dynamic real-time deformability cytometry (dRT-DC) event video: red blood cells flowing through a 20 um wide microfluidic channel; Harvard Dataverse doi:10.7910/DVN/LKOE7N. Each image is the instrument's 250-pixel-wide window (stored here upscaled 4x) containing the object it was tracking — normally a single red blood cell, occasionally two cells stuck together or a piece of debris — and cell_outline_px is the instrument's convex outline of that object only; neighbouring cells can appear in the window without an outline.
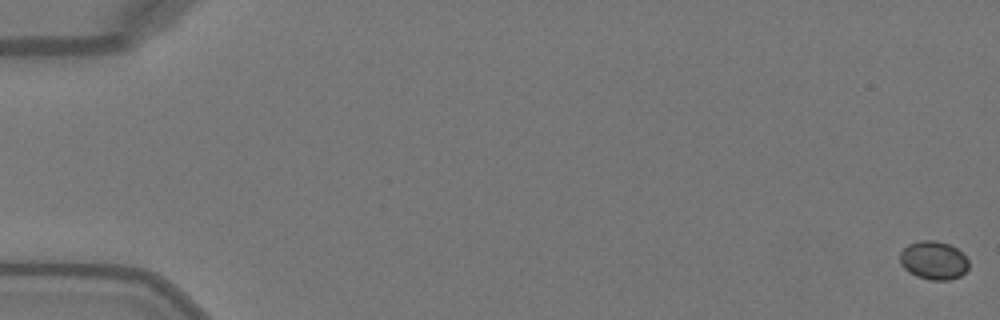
{"species": "Egyptian fruit bat (a non-hibernating species)", "species_latin": "Rousettus aegyptiacus", "temperature_condition": "warm", "stored_images_in_passage": 51, "camera_frame_rate_fps": 3000, "um_per_image_px": 0.085, "animal": {"sex": "female"}, "frame": {"image": 1, "passage_image": 1, "time_ms": 0.0, "image_size_px": [1000, 320], "cell_outline_px": [[968, 268], [960, 276], [948, 280], [928, 280], [916, 276], [908, 272], [900, 264], [900, 252], [908, 244], [920, 240], [936, 240], [948, 244], [956, 248], [968, 260]], "centroid_in_image_um": [79.32, 22.13], "position_along_channel_um": 5.7, "area_um2": 15.43}}
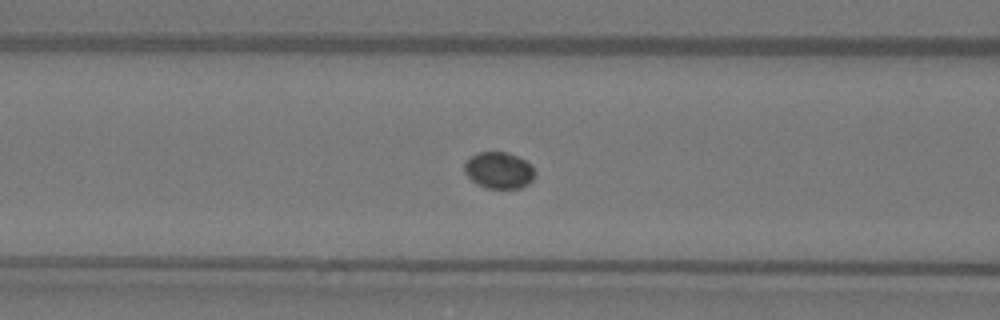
{"frame": {"image": 2, "passage_image": 22, "time_ms": 7.0, "image_size_px": [1000, 320], "cell_outline_px": [[536, 172], [532, 180], [528, 184], [520, 188], [488, 188], [476, 184], [464, 172], [464, 164], [472, 156], [480, 152], [508, 152], [532, 164]], "centroid_in_image_um": [42.43, 14.48], "position_along_channel_um": 124.2, "area_um2": 14.97}}
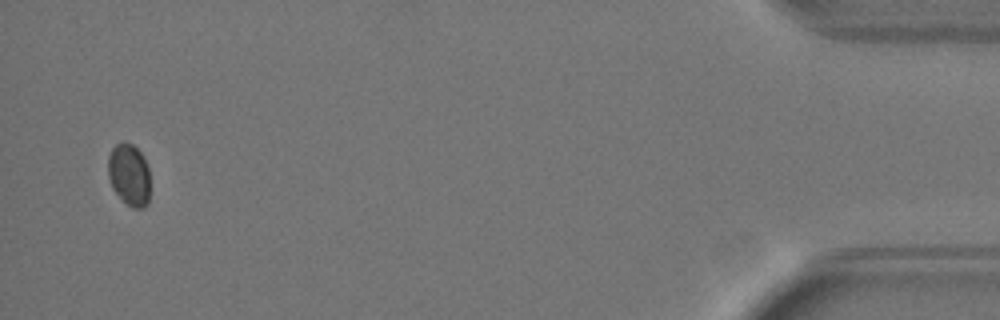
{"frame": {"image": 3, "passage_image": 50, "time_ms": 16.333, "image_size_px": [1000, 320], "cell_outline_px": [[148, 204], [144, 208], [132, 208], [112, 188], [108, 176], [108, 156], [112, 148], [116, 144], [124, 140], [132, 144], [140, 152], [148, 168]], "centroid_in_image_um": [10.95, 14.83], "position_along_channel_um": 424.2, "area_um2": 15.03}}